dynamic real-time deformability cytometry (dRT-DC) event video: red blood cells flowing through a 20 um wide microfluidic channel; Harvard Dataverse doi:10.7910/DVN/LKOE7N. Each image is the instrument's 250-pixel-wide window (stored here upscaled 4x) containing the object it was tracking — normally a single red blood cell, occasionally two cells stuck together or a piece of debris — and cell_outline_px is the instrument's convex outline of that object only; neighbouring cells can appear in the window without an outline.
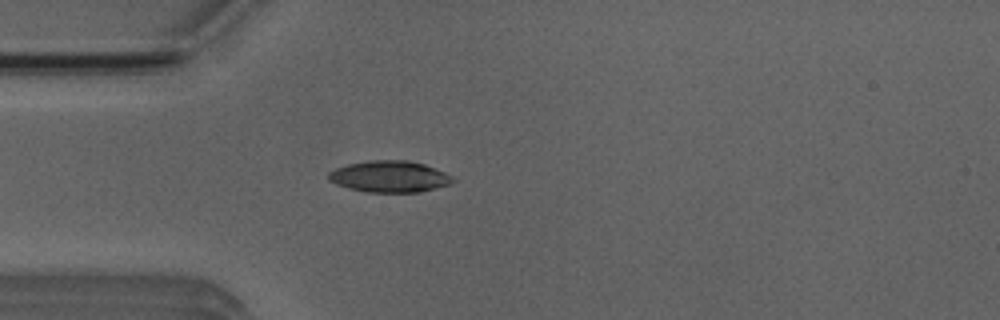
{"species": "Egyptian fruit bat (a non-hibernating species)", "species_latin": "Rousettus aegyptiacus", "temperature_condition": "room temperature", "stored_images_in_passage": 4, "camera_frame_rate_fps": 3000, "um_per_image_px": 0.085, "animal": {"sex": "male"}, "frame": {"image": 1, "passage_image": 4, "time_ms": 3.667, "image_size_px": [1000, 320], "cell_outline_px": [[456, 180], [452, 184], [420, 192], [364, 192], [348, 188], [336, 184], [328, 180], [328, 172], [336, 168], [348, 164], [368, 160], [408, 160], [424, 164], [444, 172], [452, 176]], "centroid_in_image_um": [33.11, 15.01], "position_along_channel_um": 51.9, "area_um2": 22.95}}